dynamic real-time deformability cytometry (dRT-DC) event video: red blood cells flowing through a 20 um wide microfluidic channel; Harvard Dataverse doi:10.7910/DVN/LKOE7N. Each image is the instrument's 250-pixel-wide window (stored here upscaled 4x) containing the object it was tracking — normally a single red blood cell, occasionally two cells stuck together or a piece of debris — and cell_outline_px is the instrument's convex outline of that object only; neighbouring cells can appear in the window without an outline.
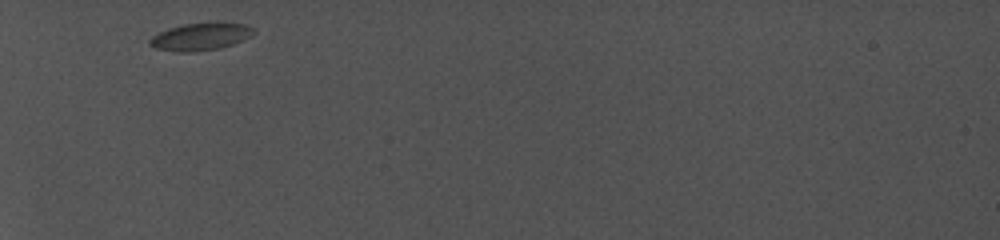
{"species": "common noctule bat (a hibernating species)", "species_latin": "Nyctalus noctula", "temperature_condition": "cold", "stored_images_in_passage": 35, "camera_frame_rate_fps": 5000, "um_per_image_px": 0.085, "animal": {"sex": "female", "body_mass_g": 19.0, "forearm_length_mm": 56.7}, "frame": {"image": 1, "passage_image": 1, "time_ms": 0.0, "image_size_px": [1000, 240], "cell_outline_px": [[256, 32], [252, 36], [244, 40], [220, 48], [188, 52], [184, 52], [156, 48], [148, 44], [148, 40], [152, 36], [168, 28], [184, 24], [208, 20], [212, 20], [244, 24], [256, 28]], "centroid_in_image_um": [17.12, 3.06], "position_along_channel_um": 67.9, "area_um2": 17.11}}
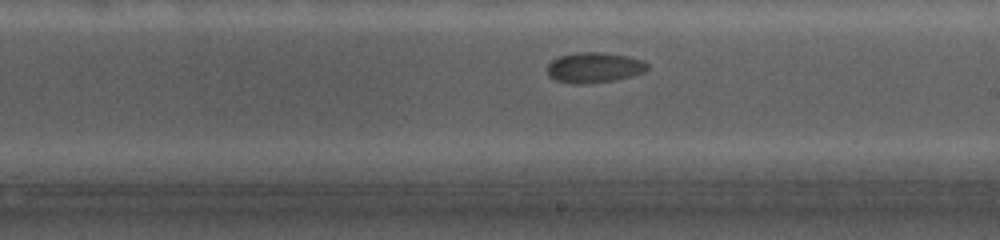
{"frame": {"image": 2, "passage_image": 16, "time_ms": 5.4, "image_size_px": [1000, 240], "cell_outline_px": [[648, 68], [644, 72], [632, 76], [612, 80], [580, 84], [572, 84], [556, 80], [548, 76], [548, 64], [552, 60], [560, 56], [576, 52], [604, 52], [628, 56], [644, 60], [648, 64]], "centroid_in_image_um": [50.52, 5.73], "position_along_channel_um": 238.5, "area_um2": 17.74}}
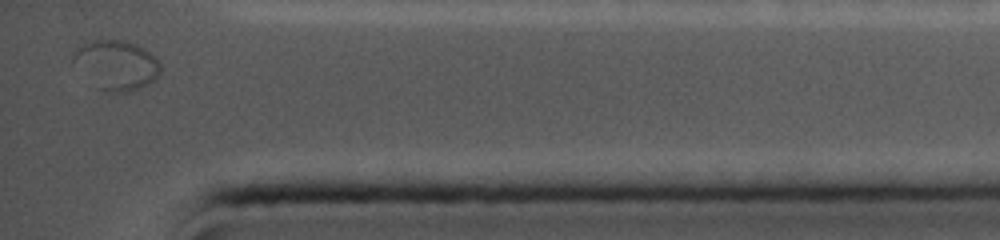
{"frame": {"image": 3, "passage_image": 35, "time_ms": 10.6, "image_size_px": [1000, 240], "cell_outline_px": [[160, 72], [156, 80], [140, 88], [124, 92], [112, 92], [96, 88], [72, 60], [72, 56], [84, 44], [92, 40], [128, 40], [144, 48], [160, 64]], "centroid_in_image_um": [9.92, 5.53], "position_along_channel_um": 425.3, "area_um2": 24.8}}